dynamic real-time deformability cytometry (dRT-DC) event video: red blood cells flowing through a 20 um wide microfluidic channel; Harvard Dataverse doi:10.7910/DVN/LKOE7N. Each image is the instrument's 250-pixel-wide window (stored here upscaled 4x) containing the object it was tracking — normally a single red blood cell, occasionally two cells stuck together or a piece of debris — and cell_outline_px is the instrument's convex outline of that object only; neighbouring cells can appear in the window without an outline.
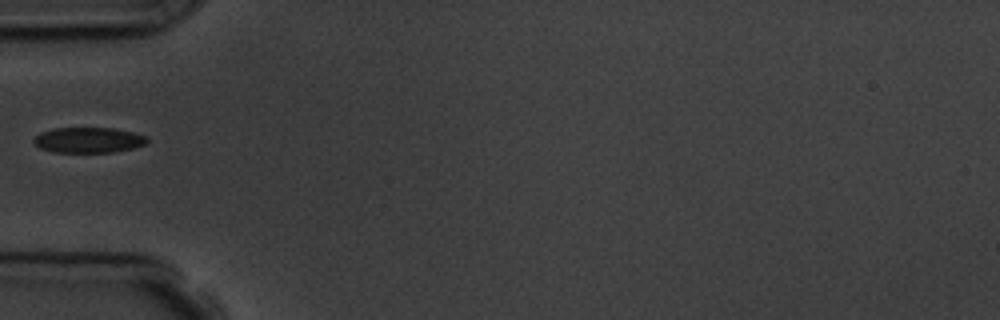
{"species": "common noctule bat (a hibernating species)", "species_latin": "Nyctalus noctula", "temperature_condition": "room temperature", "stored_images_in_passage": 5, "camera_frame_rate_fps": 3000, "um_per_image_px": 0.085, "animal": {"sex": "male", "body_mass_g": 19.5, "forearm_length_mm": 54.6}, "frame": {"image": 1, "passage_image": 1, "time_ms": 0.0, "image_size_px": [1000, 320], "cell_outline_px": [[148, 140], [144, 144], [132, 148], [112, 152], [52, 152], [40, 148], [32, 140], [40, 132], [52, 128], [112, 128], [132, 132], [144, 136]], "centroid_in_image_um": [7.46, 11.9], "position_along_channel_um": 77.5, "area_um2": 16.65}}